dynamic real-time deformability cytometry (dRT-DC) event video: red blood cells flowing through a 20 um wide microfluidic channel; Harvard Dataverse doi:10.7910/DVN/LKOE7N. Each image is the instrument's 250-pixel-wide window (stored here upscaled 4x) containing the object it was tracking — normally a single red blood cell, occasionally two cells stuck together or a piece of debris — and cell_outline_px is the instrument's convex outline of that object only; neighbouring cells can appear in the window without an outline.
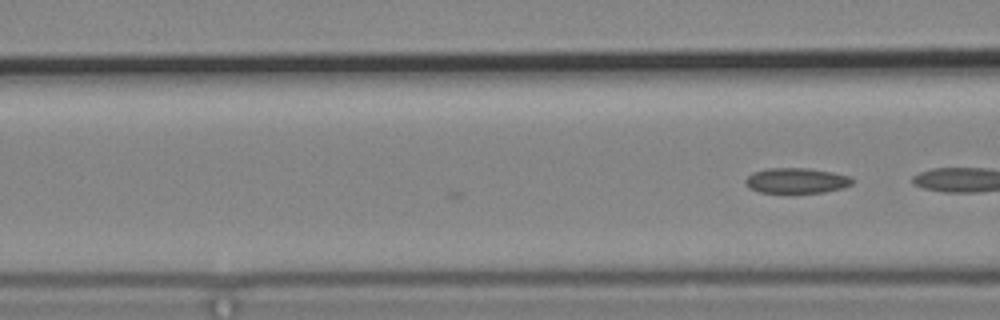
{"species": "common noctule bat (a hibernating species)", "species_latin": "Nyctalus noctula", "temperature_condition": "cold", "stored_images_in_passage": 4, "camera_frame_rate_fps": 3000, "um_per_image_px": 0.085, "animal": {"sex": "male", "body_mass_g": 19.2, "forearm_length_mm": 51.8}, "frame": {"image": 1, "passage_image": 4, "time_ms": 1.0, "image_size_px": [1000, 320], "cell_outline_px": [[856, 180], [852, 184], [844, 188], [824, 192], [760, 192], [748, 188], [744, 184], [744, 180], [752, 172], [768, 168], [808, 168], [832, 172], [852, 176]], "centroid_in_image_um": [67.72, 15.34], "position_along_channel_um": 98.9, "area_um2": 15.95}}